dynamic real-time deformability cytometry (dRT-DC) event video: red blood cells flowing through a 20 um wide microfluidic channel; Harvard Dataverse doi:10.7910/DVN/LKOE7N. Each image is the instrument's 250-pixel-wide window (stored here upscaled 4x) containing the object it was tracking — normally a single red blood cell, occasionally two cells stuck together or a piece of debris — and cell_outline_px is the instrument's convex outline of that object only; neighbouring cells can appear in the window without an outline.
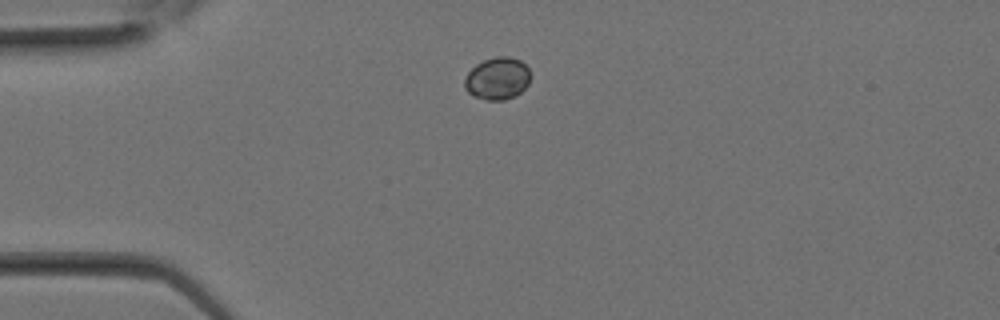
{"species": "Egyptian fruit bat (a non-hibernating species)", "species_latin": "Rousettus aegyptiacus", "temperature_condition": "room temperature", "stored_images_in_passage": 8, "camera_frame_rate_fps": 3000, "um_per_image_px": 0.085, "animal": {"sex": "female"}, "frame": {"image": 1, "passage_image": 1, "time_ms": 0.0, "image_size_px": [1000, 320], "cell_outline_px": [[532, 76], [528, 84], [516, 96], [504, 100], [484, 100], [472, 96], [464, 88], [464, 80], [468, 72], [476, 64], [484, 60], [496, 56], [508, 56], [520, 60], [528, 68]], "centroid_in_image_um": [42.28, 6.68], "position_along_channel_um": 42.7, "area_um2": 16.47}}
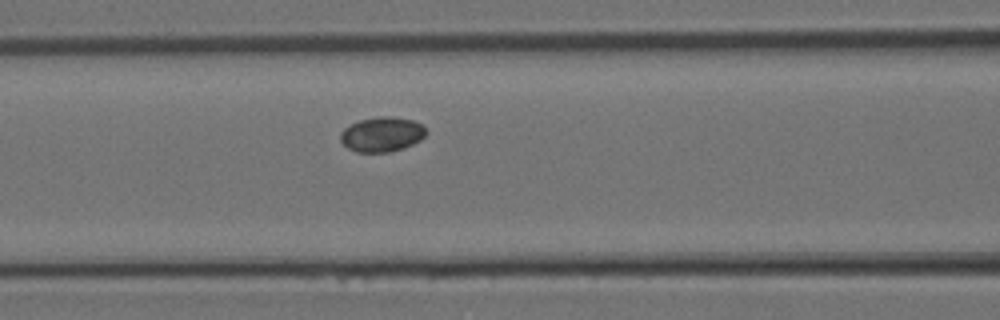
{"frame": {"image": 2, "passage_image": 6, "time_ms": 1.667, "image_size_px": [1000, 320], "cell_outline_px": [[428, 132], [420, 140], [404, 148], [392, 152], [356, 152], [348, 148], [340, 140], [340, 132], [344, 128], [360, 120], [380, 116], [392, 116], [412, 120], [424, 124]], "centroid_in_image_um": [32.49, 11.42], "position_along_channel_um": 134.1, "area_um2": 17.51}}
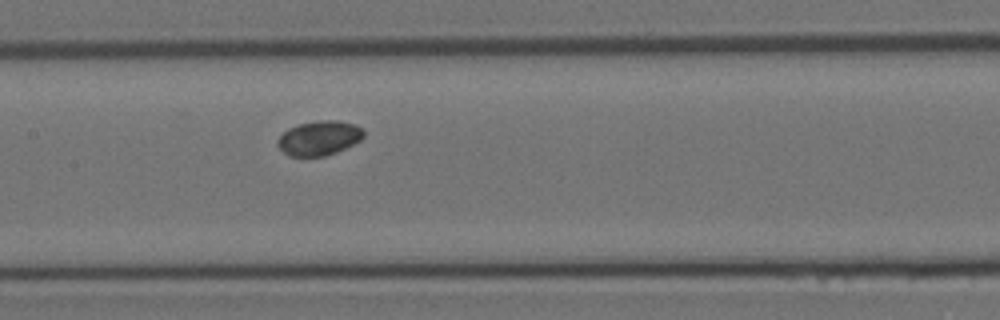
{"frame": {"image": 3, "passage_image": 8, "time_ms": 2.333, "image_size_px": [1000, 320], "cell_outline_px": [[364, 136], [360, 140], [336, 152], [324, 156], [288, 156], [276, 144], [276, 140], [288, 128], [296, 124], [320, 120], [336, 120], [356, 124], [364, 128]], "centroid_in_image_um": [27.12, 11.72], "position_along_channel_um": 180.3, "area_um2": 17.4}}